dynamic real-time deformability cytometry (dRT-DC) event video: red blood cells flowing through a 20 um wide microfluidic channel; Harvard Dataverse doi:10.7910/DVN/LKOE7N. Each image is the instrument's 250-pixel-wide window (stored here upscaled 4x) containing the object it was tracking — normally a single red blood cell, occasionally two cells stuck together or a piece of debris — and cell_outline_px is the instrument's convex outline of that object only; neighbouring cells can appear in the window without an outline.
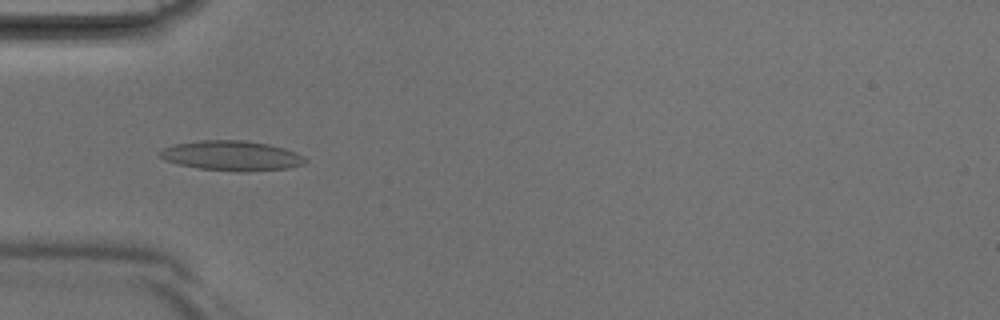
{"species": "Egyptian fruit bat (a non-hibernating species)", "species_latin": "Rousettus aegyptiacus", "temperature_condition": "room temperature", "stored_images_in_passage": 41, "camera_frame_rate_fps": 3000, "um_per_image_px": 0.085, "animal": {"sex": "male"}, "frame": {"image": 1, "passage_image": 13, "time_ms": 4.0, "image_size_px": [1000, 320], "cell_outline_px": [[308, 160], [304, 164], [288, 168], [248, 172], [240, 172], [200, 168], [176, 164], [164, 160], [160, 156], [160, 152], [164, 148], [172, 144], [200, 140], [244, 140], [268, 144], [284, 148], [296, 152], [304, 156]], "centroid_in_image_um": [19.71, 13.23], "position_along_channel_um": 65.3, "area_um2": 25.49}}
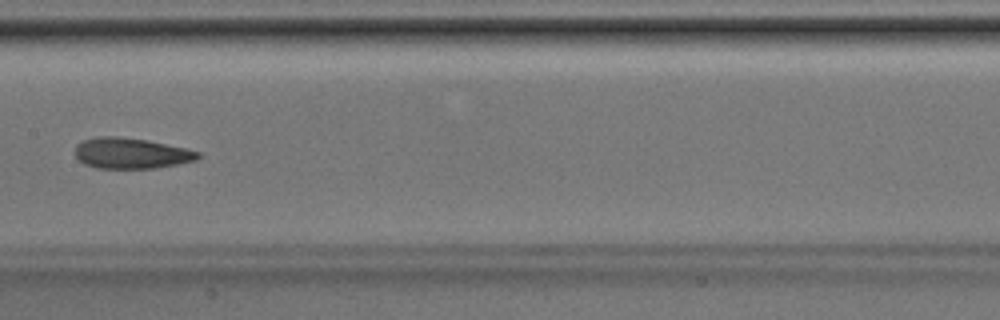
{"frame": {"image": 2, "passage_image": 21, "time_ms": 6.667, "image_size_px": [1000, 320], "cell_outline_px": [[200, 156], [196, 160], [156, 168], [96, 168], [84, 164], [76, 156], [76, 144], [84, 140], [96, 136], [116, 136], [148, 140], [184, 148], [200, 152]], "centroid_in_image_um": [11.12, 13.02], "position_along_channel_um": 196.3, "area_um2": 21.91}}
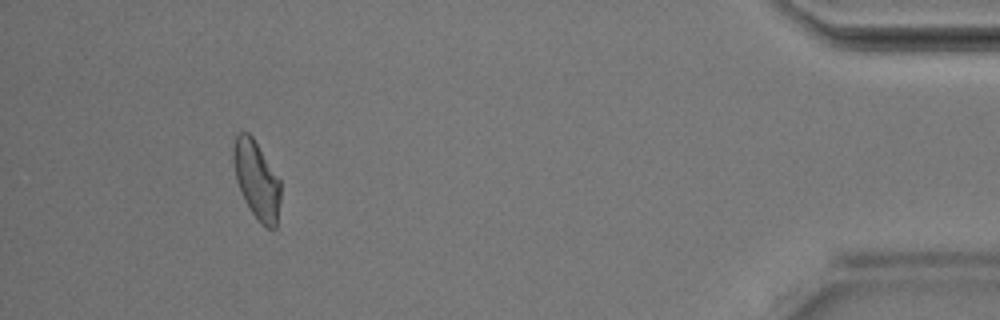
{"frame": {"image": 3, "passage_image": 38, "time_ms": 12.333, "image_size_px": [1000, 320], "cell_outline_px": [[280, 200], [276, 228], [264, 228], [256, 220], [244, 200], [240, 192], [236, 180], [232, 156], [232, 144], [236, 136], [240, 132], [248, 132], [252, 136], [280, 180]], "centroid_in_image_um": [21.79, 15.32], "position_along_channel_um": 413.4, "area_um2": 21.62}}